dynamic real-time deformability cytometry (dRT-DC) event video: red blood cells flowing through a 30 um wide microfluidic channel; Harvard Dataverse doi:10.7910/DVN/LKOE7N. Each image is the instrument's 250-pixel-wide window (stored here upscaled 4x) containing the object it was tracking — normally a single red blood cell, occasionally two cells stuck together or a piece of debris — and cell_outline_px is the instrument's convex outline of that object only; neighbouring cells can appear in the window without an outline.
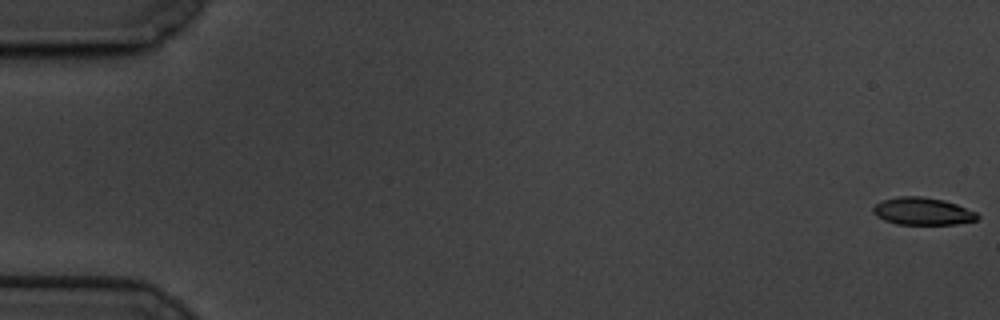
{"species": "common noctule bat (a hibernating species)", "species_latin": "Nyctalus noctula", "temperature_condition": "cold", "stored_images_in_passage": 61, "camera_frame_rate_fps": 3000, "um_per_image_px": 0.085, "animal": {"sex": "male", "body_mass_g": 19.5, "forearm_length_mm": 54.6}, "frame": {"image": 1, "passage_image": 1, "time_ms": 0.0, "image_size_px": [1000, 320], "cell_outline_px": [[980, 216], [976, 220], [956, 224], [896, 224], [884, 220], [876, 216], [872, 212], [872, 208], [876, 204], [884, 200], [900, 196], [920, 196], [944, 200], [956, 204], [976, 212]], "centroid_in_image_um": [78.41, 17.96], "position_along_channel_um": 6.6, "area_um2": 16.59}}
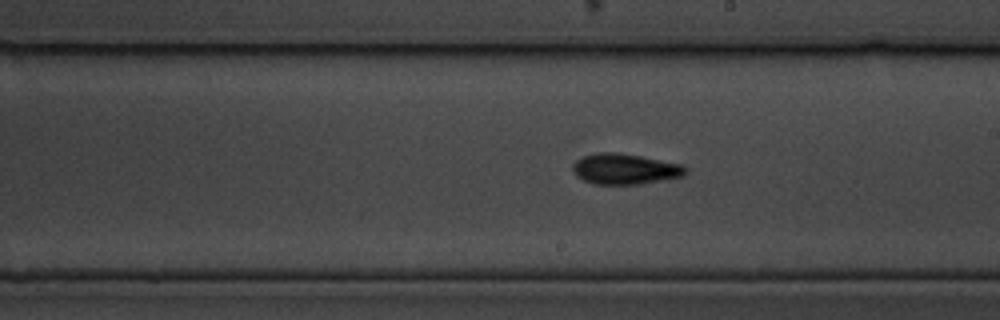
{"frame": {"image": 2, "passage_image": 35, "time_ms": 11.333, "image_size_px": [1000, 320], "cell_outline_px": [[688, 172], [684, 176], [668, 180], [640, 184], [592, 184], [576, 176], [572, 172], [572, 164], [576, 160], [584, 156], [600, 152], [616, 152], [640, 156], [684, 164], [688, 168]], "centroid_in_image_um": [53.17, 14.37], "position_along_channel_um": 235.8, "area_um2": 20.52}}
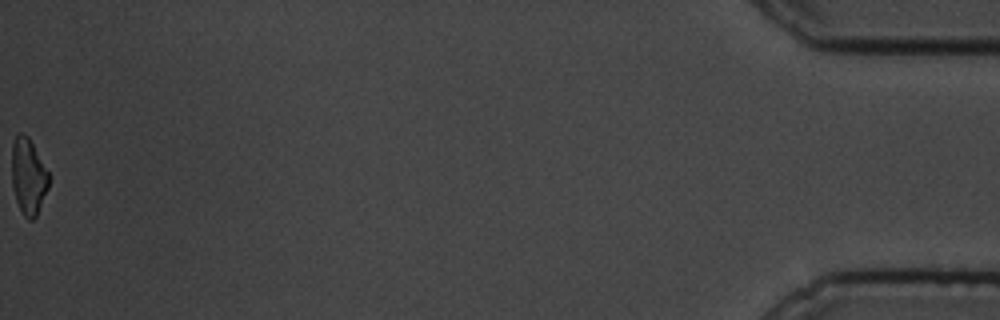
{"frame": {"image": 3, "passage_image": 61, "time_ms": 20.0, "image_size_px": [1000, 320], "cell_outline_px": [[48, 188], [36, 216], [32, 220], [28, 220], [24, 216], [16, 200], [12, 184], [12, 144], [16, 136], [20, 132], [24, 132], [28, 136], [48, 172]], "centroid_in_image_um": [2.39, 14.99], "position_along_channel_um": 432.8, "area_um2": 16.18}, "authors_computed_cell_mechanics": {"area_um2": 18.207, "velocity_mm_per_s": 3.3801, "shape_relaxation_time_tau1_ms": 4.4804, "shape_relaxation_time_tau2_ms": 3.8257, "deformation_change_tau1": 0.1407, "deformation_change_tau2": 0.1154}}